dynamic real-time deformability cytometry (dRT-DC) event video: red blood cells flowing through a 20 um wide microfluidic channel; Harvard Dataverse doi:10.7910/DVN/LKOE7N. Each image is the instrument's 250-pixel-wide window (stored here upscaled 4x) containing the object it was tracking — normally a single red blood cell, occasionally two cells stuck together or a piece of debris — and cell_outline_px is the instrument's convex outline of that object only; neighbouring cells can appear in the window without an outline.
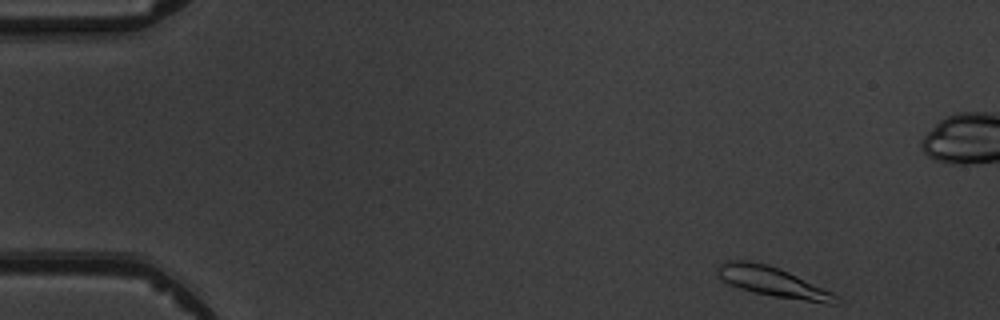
{"species": "common noctule bat (a hibernating species)", "species_latin": "Nyctalus noctula", "temperature_condition": "warm", "stored_images_in_passage": 4, "camera_frame_rate_fps": 3000, "um_per_image_px": 0.085, "animal": {"sex": "male", "body_mass_g": 19.5, "forearm_length_mm": 54.6}, "frame": {"image": 1, "passage_image": 1, "time_ms": 0.0, "image_size_px": [1000, 320], "cell_outline_px": [[840, 304], [828, 304], [772, 296], [740, 288], [728, 284], [720, 280], [716, 272], [716, 268], [720, 264], [728, 260], [748, 260], [768, 264], [788, 272], [832, 292], [840, 296]], "centroid_in_image_um": [65.68, 23.96], "position_along_channel_um": 19.3, "area_um2": 20.69}}